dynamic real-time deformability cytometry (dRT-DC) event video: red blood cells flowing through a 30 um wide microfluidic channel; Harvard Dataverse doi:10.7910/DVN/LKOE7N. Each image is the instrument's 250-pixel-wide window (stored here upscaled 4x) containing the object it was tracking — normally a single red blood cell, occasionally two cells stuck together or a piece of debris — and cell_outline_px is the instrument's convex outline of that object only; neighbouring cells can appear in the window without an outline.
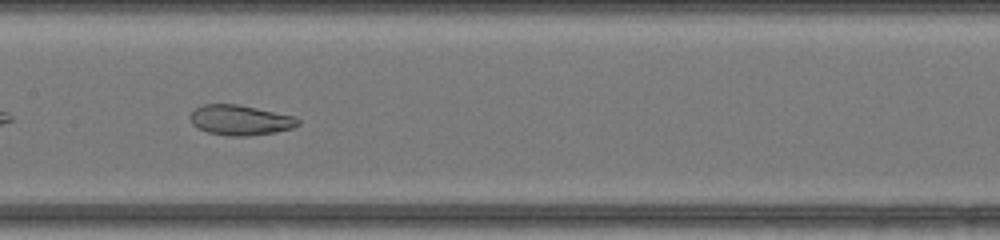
{"species": "common noctule bat (a hibernating species)", "species_latin": "Nyctalus noctula", "temperature_condition": "warm", "stored_images_in_passage": 33, "camera_frame_rate_fps": 3000, "um_per_image_px": 0.085, "animal": {"sex": "female", "body_mass_g": 17.0, "forearm_length_mm": 48.0}, "frame": {"image": 1, "passage_image": 10, "time_ms": 3.0, "image_size_px": [1000, 240], "cell_outline_px": [[300, 124], [292, 128], [276, 132], [248, 136], [228, 136], [208, 132], [196, 128], [192, 124], [188, 116], [196, 108], [204, 104], [236, 104], [296, 116], [300, 120]], "centroid_in_image_um": [20.41, 10.21], "position_along_channel_um": 187.0, "area_um2": 19.07}}
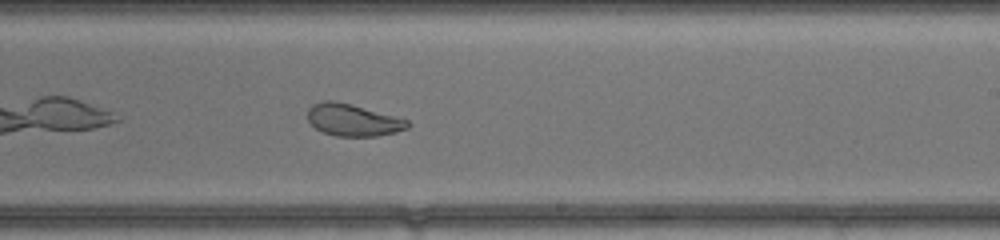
{"frame": {"image": 2, "passage_image": 15, "time_ms": 4.667, "image_size_px": [1000, 240], "cell_outline_px": [[412, 124], [408, 128], [396, 132], [376, 136], [336, 136], [324, 132], [316, 128], [308, 120], [308, 108], [312, 104], [324, 100], [336, 100], [352, 104], [408, 120]], "centroid_in_image_um": [30.0, 10.19], "position_along_channel_um": 259.0, "area_um2": 18.67}}
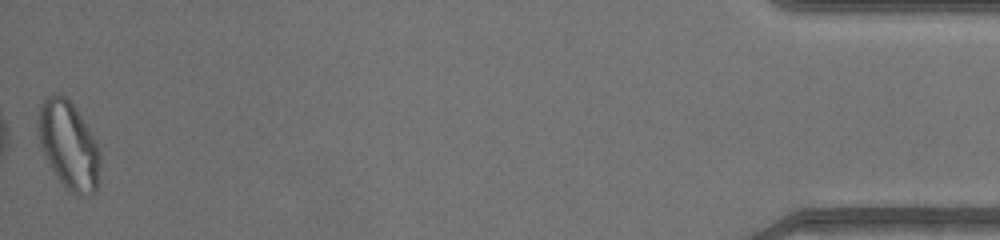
{"frame": {"image": 3, "passage_image": 33, "time_ms": 10.667, "image_size_px": [1000, 240], "cell_outline_px": [[100, 164], [96, 192], [92, 196], [80, 196], [72, 192], [56, 176], [40, 148], [36, 132], [36, 120], [40, 104], [44, 96], [56, 92], [64, 96], [76, 108], [96, 140], [100, 152]], "centroid_in_image_um": [5.8, 12.3], "position_along_channel_um": 429.4, "area_um2": 32.31}, "authors_computed_cell_mechanics": {"area_um2": 20.8658, "velocity_mm_per_s": 4.3404, "shape_relaxation_time_tau1_ms": null, "shape_relaxation_time_tau2_ms": 1.4233, "deformation_change_tau1": null, "deformation_change_tau2": 0.0745}}